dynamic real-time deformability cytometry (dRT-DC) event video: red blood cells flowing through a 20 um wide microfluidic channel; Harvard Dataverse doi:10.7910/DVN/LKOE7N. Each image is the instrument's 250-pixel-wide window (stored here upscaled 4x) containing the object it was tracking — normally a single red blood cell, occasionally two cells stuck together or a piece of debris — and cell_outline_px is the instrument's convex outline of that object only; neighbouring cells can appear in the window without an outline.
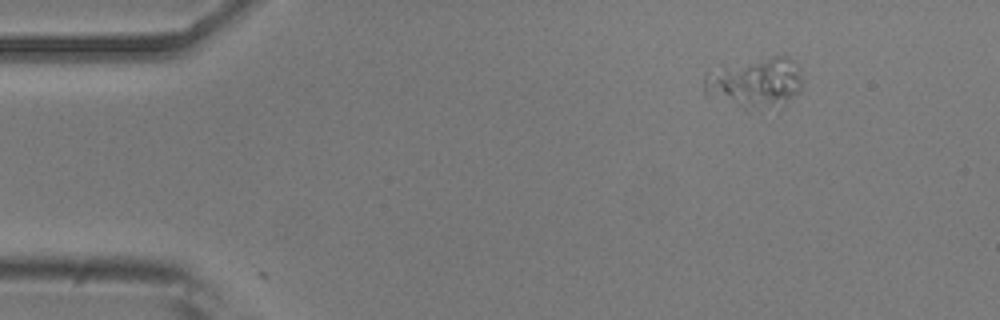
{"species": "common noctule bat (a hibernating species)", "species_latin": "Nyctalus noctula", "temperature_condition": "room temperature", "stored_images_in_passage": 2, "camera_frame_rate_fps": 3000, "um_per_image_px": 0.085, "animal": {"sex": "male", "body_mass_g": 20.5, "forearm_length_mm": 52.5}, "frame": {"image": 1, "passage_image": 2, "time_ms": 0.333, "image_size_px": [1000, 320], "cell_outline_px": [[800, 92], [784, 104], [748, 112], [704, 96], [704, 72], [708, 68], [772, 56], [788, 56], [800, 68]], "centroid_in_image_um": [64.08, 7.06], "position_along_channel_um": 20.9, "area_um2": 29.94}}